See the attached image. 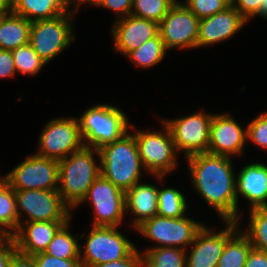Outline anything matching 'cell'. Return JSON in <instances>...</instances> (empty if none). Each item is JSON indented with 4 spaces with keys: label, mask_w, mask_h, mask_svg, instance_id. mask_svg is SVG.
<instances>
[{
    "label": "cell",
    "mask_w": 267,
    "mask_h": 267,
    "mask_svg": "<svg viewBox=\"0 0 267 267\" xmlns=\"http://www.w3.org/2000/svg\"><path fill=\"white\" fill-rule=\"evenodd\" d=\"M19 225L23 212L28 215L25 222L71 221L70 207L63 201L58 190H15Z\"/></svg>",
    "instance_id": "cell-9"
},
{
    "label": "cell",
    "mask_w": 267,
    "mask_h": 267,
    "mask_svg": "<svg viewBox=\"0 0 267 267\" xmlns=\"http://www.w3.org/2000/svg\"><path fill=\"white\" fill-rule=\"evenodd\" d=\"M36 267H83L80 259H60L45 252L33 255Z\"/></svg>",
    "instance_id": "cell-35"
},
{
    "label": "cell",
    "mask_w": 267,
    "mask_h": 267,
    "mask_svg": "<svg viewBox=\"0 0 267 267\" xmlns=\"http://www.w3.org/2000/svg\"><path fill=\"white\" fill-rule=\"evenodd\" d=\"M94 154L100 161L98 149L84 146L59 161L58 192L71 209L81 204L90 186L101 174Z\"/></svg>",
    "instance_id": "cell-3"
},
{
    "label": "cell",
    "mask_w": 267,
    "mask_h": 267,
    "mask_svg": "<svg viewBox=\"0 0 267 267\" xmlns=\"http://www.w3.org/2000/svg\"><path fill=\"white\" fill-rule=\"evenodd\" d=\"M8 267H36V264L32 255L16 250L11 257Z\"/></svg>",
    "instance_id": "cell-42"
},
{
    "label": "cell",
    "mask_w": 267,
    "mask_h": 267,
    "mask_svg": "<svg viewBox=\"0 0 267 267\" xmlns=\"http://www.w3.org/2000/svg\"><path fill=\"white\" fill-rule=\"evenodd\" d=\"M3 178L14 190H58L59 161L32 154Z\"/></svg>",
    "instance_id": "cell-11"
},
{
    "label": "cell",
    "mask_w": 267,
    "mask_h": 267,
    "mask_svg": "<svg viewBox=\"0 0 267 267\" xmlns=\"http://www.w3.org/2000/svg\"><path fill=\"white\" fill-rule=\"evenodd\" d=\"M117 228L92 226L86 236L84 252L80 249V261L83 267L124 259L136 249Z\"/></svg>",
    "instance_id": "cell-7"
},
{
    "label": "cell",
    "mask_w": 267,
    "mask_h": 267,
    "mask_svg": "<svg viewBox=\"0 0 267 267\" xmlns=\"http://www.w3.org/2000/svg\"><path fill=\"white\" fill-rule=\"evenodd\" d=\"M70 221L65 223L54 235L45 253L60 259H80V245L76 236L68 228Z\"/></svg>",
    "instance_id": "cell-27"
},
{
    "label": "cell",
    "mask_w": 267,
    "mask_h": 267,
    "mask_svg": "<svg viewBox=\"0 0 267 267\" xmlns=\"http://www.w3.org/2000/svg\"><path fill=\"white\" fill-rule=\"evenodd\" d=\"M248 230H244L254 249L267 252V207L250 210Z\"/></svg>",
    "instance_id": "cell-30"
},
{
    "label": "cell",
    "mask_w": 267,
    "mask_h": 267,
    "mask_svg": "<svg viewBox=\"0 0 267 267\" xmlns=\"http://www.w3.org/2000/svg\"><path fill=\"white\" fill-rule=\"evenodd\" d=\"M91 201L94 208L93 226L118 227L125 212V192L101 174L90 186L81 203Z\"/></svg>",
    "instance_id": "cell-13"
},
{
    "label": "cell",
    "mask_w": 267,
    "mask_h": 267,
    "mask_svg": "<svg viewBox=\"0 0 267 267\" xmlns=\"http://www.w3.org/2000/svg\"><path fill=\"white\" fill-rule=\"evenodd\" d=\"M233 4L234 0H186L184 5L199 19H202L221 12Z\"/></svg>",
    "instance_id": "cell-33"
},
{
    "label": "cell",
    "mask_w": 267,
    "mask_h": 267,
    "mask_svg": "<svg viewBox=\"0 0 267 267\" xmlns=\"http://www.w3.org/2000/svg\"><path fill=\"white\" fill-rule=\"evenodd\" d=\"M6 8V1L0 0V13Z\"/></svg>",
    "instance_id": "cell-45"
},
{
    "label": "cell",
    "mask_w": 267,
    "mask_h": 267,
    "mask_svg": "<svg viewBox=\"0 0 267 267\" xmlns=\"http://www.w3.org/2000/svg\"><path fill=\"white\" fill-rule=\"evenodd\" d=\"M69 11L52 19L31 22L29 44L46 64L69 47L74 38L70 19L78 10Z\"/></svg>",
    "instance_id": "cell-5"
},
{
    "label": "cell",
    "mask_w": 267,
    "mask_h": 267,
    "mask_svg": "<svg viewBox=\"0 0 267 267\" xmlns=\"http://www.w3.org/2000/svg\"><path fill=\"white\" fill-rule=\"evenodd\" d=\"M132 4L133 0H102L98 6H102L116 12V20H118L131 14Z\"/></svg>",
    "instance_id": "cell-37"
},
{
    "label": "cell",
    "mask_w": 267,
    "mask_h": 267,
    "mask_svg": "<svg viewBox=\"0 0 267 267\" xmlns=\"http://www.w3.org/2000/svg\"><path fill=\"white\" fill-rule=\"evenodd\" d=\"M264 0H234L233 7L248 21L256 16Z\"/></svg>",
    "instance_id": "cell-38"
},
{
    "label": "cell",
    "mask_w": 267,
    "mask_h": 267,
    "mask_svg": "<svg viewBox=\"0 0 267 267\" xmlns=\"http://www.w3.org/2000/svg\"><path fill=\"white\" fill-rule=\"evenodd\" d=\"M246 23L247 20L233 6L200 19L197 48L233 37Z\"/></svg>",
    "instance_id": "cell-18"
},
{
    "label": "cell",
    "mask_w": 267,
    "mask_h": 267,
    "mask_svg": "<svg viewBox=\"0 0 267 267\" xmlns=\"http://www.w3.org/2000/svg\"><path fill=\"white\" fill-rule=\"evenodd\" d=\"M193 187L223 221H238L236 178L230 157L198 153L187 157Z\"/></svg>",
    "instance_id": "cell-1"
},
{
    "label": "cell",
    "mask_w": 267,
    "mask_h": 267,
    "mask_svg": "<svg viewBox=\"0 0 267 267\" xmlns=\"http://www.w3.org/2000/svg\"><path fill=\"white\" fill-rule=\"evenodd\" d=\"M38 138L41 157L63 160L84 147L78 119L57 118L51 120Z\"/></svg>",
    "instance_id": "cell-10"
},
{
    "label": "cell",
    "mask_w": 267,
    "mask_h": 267,
    "mask_svg": "<svg viewBox=\"0 0 267 267\" xmlns=\"http://www.w3.org/2000/svg\"><path fill=\"white\" fill-rule=\"evenodd\" d=\"M226 227L218 233L207 227L196 234L192 251L186 256V267H217L226 241L239 229V221H224Z\"/></svg>",
    "instance_id": "cell-15"
},
{
    "label": "cell",
    "mask_w": 267,
    "mask_h": 267,
    "mask_svg": "<svg viewBox=\"0 0 267 267\" xmlns=\"http://www.w3.org/2000/svg\"><path fill=\"white\" fill-rule=\"evenodd\" d=\"M256 15L267 19V0L261 1L260 10Z\"/></svg>",
    "instance_id": "cell-44"
},
{
    "label": "cell",
    "mask_w": 267,
    "mask_h": 267,
    "mask_svg": "<svg viewBox=\"0 0 267 267\" xmlns=\"http://www.w3.org/2000/svg\"><path fill=\"white\" fill-rule=\"evenodd\" d=\"M157 205V215L168 218H181L187 209L186 198L174 188L158 189Z\"/></svg>",
    "instance_id": "cell-29"
},
{
    "label": "cell",
    "mask_w": 267,
    "mask_h": 267,
    "mask_svg": "<svg viewBox=\"0 0 267 267\" xmlns=\"http://www.w3.org/2000/svg\"><path fill=\"white\" fill-rule=\"evenodd\" d=\"M92 267H144L143 254L136 248L128 257Z\"/></svg>",
    "instance_id": "cell-36"
},
{
    "label": "cell",
    "mask_w": 267,
    "mask_h": 267,
    "mask_svg": "<svg viewBox=\"0 0 267 267\" xmlns=\"http://www.w3.org/2000/svg\"><path fill=\"white\" fill-rule=\"evenodd\" d=\"M175 0H133L131 15L160 23Z\"/></svg>",
    "instance_id": "cell-31"
},
{
    "label": "cell",
    "mask_w": 267,
    "mask_h": 267,
    "mask_svg": "<svg viewBox=\"0 0 267 267\" xmlns=\"http://www.w3.org/2000/svg\"><path fill=\"white\" fill-rule=\"evenodd\" d=\"M11 52L14 66L18 73L33 76L46 65L29 43L13 49Z\"/></svg>",
    "instance_id": "cell-32"
},
{
    "label": "cell",
    "mask_w": 267,
    "mask_h": 267,
    "mask_svg": "<svg viewBox=\"0 0 267 267\" xmlns=\"http://www.w3.org/2000/svg\"><path fill=\"white\" fill-rule=\"evenodd\" d=\"M158 189L150 183H137L125 192V212L130 210L135 215L133 227L136 229L144 221L158 213Z\"/></svg>",
    "instance_id": "cell-21"
},
{
    "label": "cell",
    "mask_w": 267,
    "mask_h": 267,
    "mask_svg": "<svg viewBox=\"0 0 267 267\" xmlns=\"http://www.w3.org/2000/svg\"><path fill=\"white\" fill-rule=\"evenodd\" d=\"M164 42L158 34L156 37L146 41L140 47L130 52L127 57L139 67L150 68L162 61L166 54Z\"/></svg>",
    "instance_id": "cell-28"
},
{
    "label": "cell",
    "mask_w": 267,
    "mask_h": 267,
    "mask_svg": "<svg viewBox=\"0 0 267 267\" xmlns=\"http://www.w3.org/2000/svg\"><path fill=\"white\" fill-rule=\"evenodd\" d=\"M101 1L102 0H66L68 10L70 9L69 6H71L73 2L75 3L76 7H78L81 4H85V3H90V4L93 3L94 5L98 6Z\"/></svg>",
    "instance_id": "cell-43"
},
{
    "label": "cell",
    "mask_w": 267,
    "mask_h": 267,
    "mask_svg": "<svg viewBox=\"0 0 267 267\" xmlns=\"http://www.w3.org/2000/svg\"><path fill=\"white\" fill-rule=\"evenodd\" d=\"M244 267H267V252L252 248Z\"/></svg>",
    "instance_id": "cell-41"
},
{
    "label": "cell",
    "mask_w": 267,
    "mask_h": 267,
    "mask_svg": "<svg viewBox=\"0 0 267 267\" xmlns=\"http://www.w3.org/2000/svg\"><path fill=\"white\" fill-rule=\"evenodd\" d=\"M99 150L100 172L117 188L126 192L140 182L143 167L134 134L125 133Z\"/></svg>",
    "instance_id": "cell-2"
},
{
    "label": "cell",
    "mask_w": 267,
    "mask_h": 267,
    "mask_svg": "<svg viewBox=\"0 0 267 267\" xmlns=\"http://www.w3.org/2000/svg\"><path fill=\"white\" fill-rule=\"evenodd\" d=\"M214 114L197 112L174 120H163L170 130L176 151L186 157L208 151L210 124Z\"/></svg>",
    "instance_id": "cell-12"
},
{
    "label": "cell",
    "mask_w": 267,
    "mask_h": 267,
    "mask_svg": "<svg viewBox=\"0 0 267 267\" xmlns=\"http://www.w3.org/2000/svg\"><path fill=\"white\" fill-rule=\"evenodd\" d=\"M247 128V140L267 149V112L253 119Z\"/></svg>",
    "instance_id": "cell-34"
},
{
    "label": "cell",
    "mask_w": 267,
    "mask_h": 267,
    "mask_svg": "<svg viewBox=\"0 0 267 267\" xmlns=\"http://www.w3.org/2000/svg\"><path fill=\"white\" fill-rule=\"evenodd\" d=\"M165 125L161 131H135L133 134L144 169L160 180L177 166V153L170 130Z\"/></svg>",
    "instance_id": "cell-6"
},
{
    "label": "cell",
    "mask_w": 267,
    "mask_h": 267,
    "mask_svg": "<svg viewBox=\"0 0 267 267\" xmlns=\"http://www.w3.org/2000/svg\"><path fill=\"white\" fill-rule=\"evenodd\" d=\"M112 33L115 52L127 56L146 41L156 37L159 34V24L130 14L114 23Z\"/></svg>",
    "instance_id": "cell-17"
},
{
    "label": "cell",
    "mask_w": 267,
    "mask_h": 267,
    "mask_svg": "<svg viewBox=\"0 0 267 267\" xmlns=\"http://www.w3.org/2000/svg\"><path fill=\"white\" fill-rule=\"evenodd\" d=\"M246 140L247 128L242 129L230 114L213 115L207 153L231 158L242 153Z\"/></svg>",
    "instance_id": "cell-16"
},
{
    "label": "cell",
    "mask_w": 267,
    "mask_h": 267,
    "mask_svg": "<svg viewBox=\"0 0 267 267\" xmlns=\"http://www.w3.org/2000/svg\"><path fill=\"white\" fill-rule=\"evenodd\" d=\"M239 193L250 202V209L267 207V165L251 163L244 166L236 179V197Z\"/></svg>",
    "instance_id": "cell-20"
},
{
    "label": "cell",
    "mask_w": 267,
    "mask_h": 267,
    "mask_svg": "<svg viewBox=\"0 0 267 267\" xmlns=\"http://www.w3.org/2000/svg\"><path fill=\"white\" fill-rule=\"evenodd\" d=\"M6 9L30 22L52 19L68 11L66 0H6Z\"/></svg>",
    "instance_id": "cell-22"
},
{
    "label": "cell",
    "mask_w": 267,
    "mask_h": 267,
    "mask_svg": "<svg viewBox=\"0 0 267 267\" xmlns=\"http://www.w3.org/2000/svg\"><path fill=\"white\" fill-rule=\"evenodd\" d=\"M78 121L84 146L95 149L113 143L127 133L128 127H135L120 109L107 104L87 109Z\"/></svg>",
    "instance_id": "cell-4"
},
{
    "label": "cell",
    "mask_w": 267,
    "mask_h": 267,
    "mask_svg": "<svg viewBox=\"0 0 267 267\" xmlns=\"http://www.w3.org/2000/svg\"><path fill=\"white\" fill-rule=\"evenodd\" d=\"M17 73L11 50L0 49V78H10Z\"/></svg>",
    "instance_id": "cell-40"
},
{
    "label": "cell",
    "mask_w": 267,
    "mask_h": 267,
    "mask_svg": "<svg viewBox=\"0 0 267 267\" xmlns=\"http://www.w3.org/2000/svg\"><path fill=\"white\" fill-rule=\"evenodd\" d=\"M253 248L247 236L238 229L224 246L217 267H244L248 254Z\"/></svg>",
    "instance_id": "cell-25"
},
{
    "label": "cell",
    "mask_w": 267,
    "mask_h": 267,
    "mask_svg": "<svg viewBox=\"0 0 267 267\" xmlns=\"http://www.w3.org/2000/svg\"><path fill=\"white\" fill-rule=\"evenodd\" d=\"M200 19L184 3L176 2L159 23L166 50L197 48Z\"/></svg>",
    "instance_id": "cell-14"
},
{
    "label": "cell",
    "mask_w": 267,
    "mask_h": 267,
    "mask_svg": "<svg viewBox=\"0 0 267 267\" xmlns=\"http://www.w3.org/2000/svg\"><path fill=\"white\" fill-rule=\"evenodd\" d=\"M19 228L15 190L0 178V233L12 236Z\"/></svg>",
    "instance_id": "cell-24"
},
{
    "label": "cell",
    "mask_w": 267,
    "mask_h": 267,
    "mask_svg": "<svg viewBox=\"0 0 267 267\" xmlns=\"http://www.w3.org/2000/svg\"><path fill=\"white\" fill-rule=\"evenodd\" d=\"M68 221H32L21 223L12 235L19 252L35 255L45 252L56 232Z\"/></svg>",
    "instance_id": "cell-19"
},
{
    "label": "cell",
    "mask_w": 267,
    "mask_h": 267,
    "mask_svg": "<svg viewBox=\"0 0 267 267\" xmlns=\"http://www.w3.org/2000/svg\"><path fill=\"white\" fill-rule=\"evenodd\" d=\"M31 22L6 8L0 13V49L13 50L29 43Z\"/></svg>",
    "instance_id": "cell-23"
},
{
    "label": "cell",
    "mask_w": 267,
    "mask_h": 267,
    "mask_svg": "<svg viewBox=\"0 0 267 267\" xmlns=\"http://www.w3.org/2000/svg\"><path fill=\"white\" fill-rule=\"evenodd\" d=\"M186 250L153 247L143 253L144 267H186Z\"/></svg>",
    "instance_id": "cell-26"
},
{
    "label": "cell",
    "mask_w": 267,
    "mask_h": 267,
    "mask_svg": "<svg viewBox=\"0 0 267 267\" xmlns=\"http://www.w3.org/2000/svg\"><path fill=\"white\" fill-rule=\"evenodd\" d=\"M203 226L187 216L168 218L155 215L135 230L153 242L159 243L158 247H176L187 250L186 247L194 242L196 234Z\"/></svg>",
    "instance_id": "cell-8"
},
{
    "label": "cell",
    "mask_w": 267,
    "mask_h": 267,
    "mask_svg": "<svg viewBox=\"0 0 267 267\" xmlns=\"http://www.w3.org/2000/svg\"><path fill=\"white\" fill-rule=\"evenodd\" d=\"M17 250L13 236L0 239V267H8L13 253Z\"/></svg>",
    "instance_id": "cell-39"
}]
</instances>
